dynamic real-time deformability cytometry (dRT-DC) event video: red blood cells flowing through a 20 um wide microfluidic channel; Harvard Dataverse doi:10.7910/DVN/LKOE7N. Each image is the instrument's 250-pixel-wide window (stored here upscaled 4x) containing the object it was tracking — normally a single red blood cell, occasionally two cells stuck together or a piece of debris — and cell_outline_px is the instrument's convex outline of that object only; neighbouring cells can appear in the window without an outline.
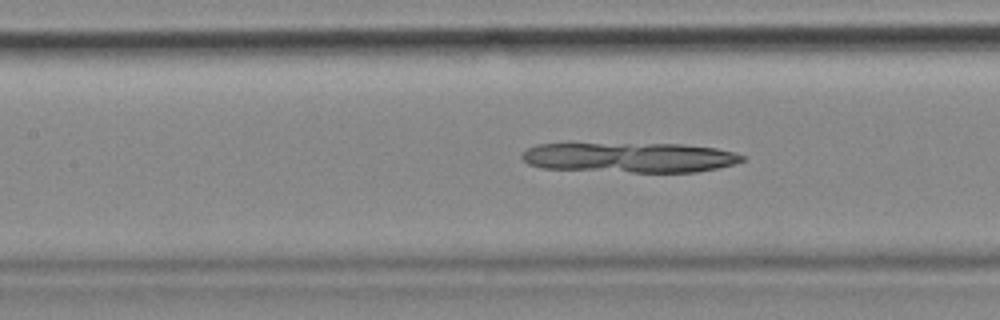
{"species": "common noctule bat (a hibernating species)", "species_latin": "Nyctalus noctula", "temperature_condition": "cold", "stored_images_in_passage": 55, "camera_frame_rate_fps": 3000, "um_per_image_px": 0.085, "animal": {"sex": "female", "body_mass_g": 18.4}, "frame": {"image": 1, "passage_image": 24, "time_ms": 7.667, "image_size_px": [1000, 320], "cell_outline_px": [[748, 156], [744, 160], [736, 164], [696, 172], [632, 172], [544, 168], [528, 164], [520, 156], [528, 148], [536, 144], [572, 140], [684, 144], [716, 148], [736, 152]], "centroid_in_image_um": [53.45, 13.32], "position_along_channel_um": 153.9, "area_um2": 40.69}}
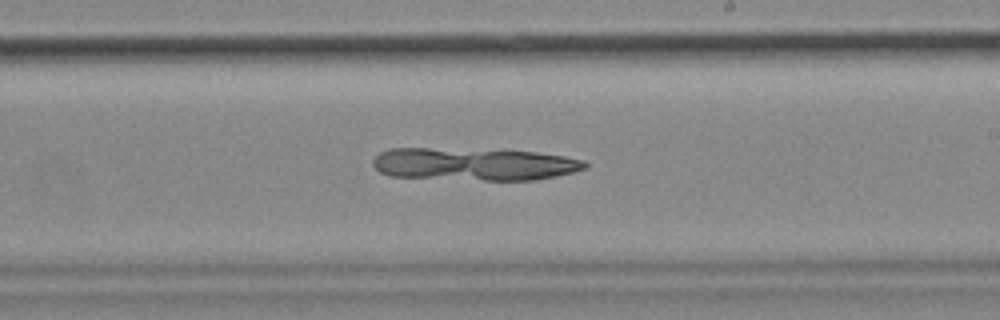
{"frame": {"image": 2, "passage_image": 32, "time_ms": 10.333, "image_size_px": [1000, 320], "cell_outline_px": [[588, 168], [556, 176], [536, 180], [484, 180], [388, 176], [380, 172], [372, 164], [372, 160], [380, 152], [388, 148], [428, 148], [536, 152], [564, 156], [584, 160], [588, 164]], "centroid_in_image_um": [40.28, 13.96], "position_along_channel_um": 248.7, "area_um2": 40.17}}